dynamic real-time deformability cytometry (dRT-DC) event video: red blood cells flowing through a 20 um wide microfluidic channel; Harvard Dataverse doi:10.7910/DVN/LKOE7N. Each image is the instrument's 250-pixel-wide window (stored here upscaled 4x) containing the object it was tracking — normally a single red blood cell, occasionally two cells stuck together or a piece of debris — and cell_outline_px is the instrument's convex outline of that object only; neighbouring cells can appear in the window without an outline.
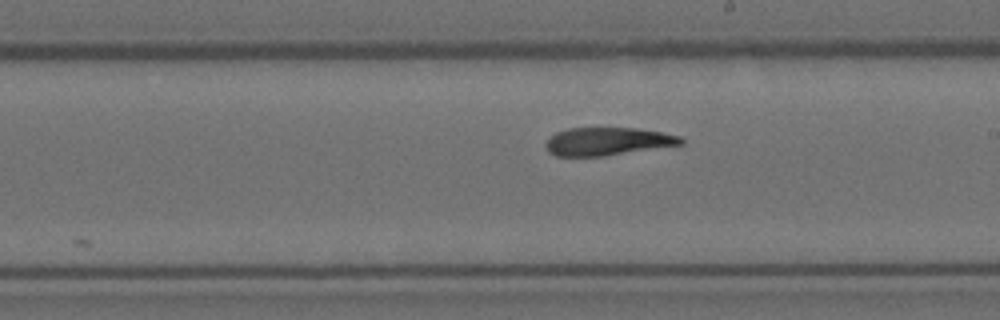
{"species": "Egyptian fruit bat (a non-hibernating species)", "species_latin": "Rousettus aegyptiacus", "temperature_condition": "room temperature", "stored_images_in_passage": 8, "camera_frame_rate_fps": 3000, "um_per_image_px": 0.085, "animal": {"sex": "female"}, "frame": {"image": 1, "passage_image": 8, "time_ms": 8.0, "image_size_px": [1000, 320], "cell_outline_px": [[684, 144], [604, 156], [556, 156], [548, 152], [544, 144], [556, 132], [568, 128], [636, 128], [660, 132], [680, 136], [684, 140]], "centroid_in_image_um": [51.63, 12.02], "position_along_channel_um": 237.4, "area_um2": 21.96}}